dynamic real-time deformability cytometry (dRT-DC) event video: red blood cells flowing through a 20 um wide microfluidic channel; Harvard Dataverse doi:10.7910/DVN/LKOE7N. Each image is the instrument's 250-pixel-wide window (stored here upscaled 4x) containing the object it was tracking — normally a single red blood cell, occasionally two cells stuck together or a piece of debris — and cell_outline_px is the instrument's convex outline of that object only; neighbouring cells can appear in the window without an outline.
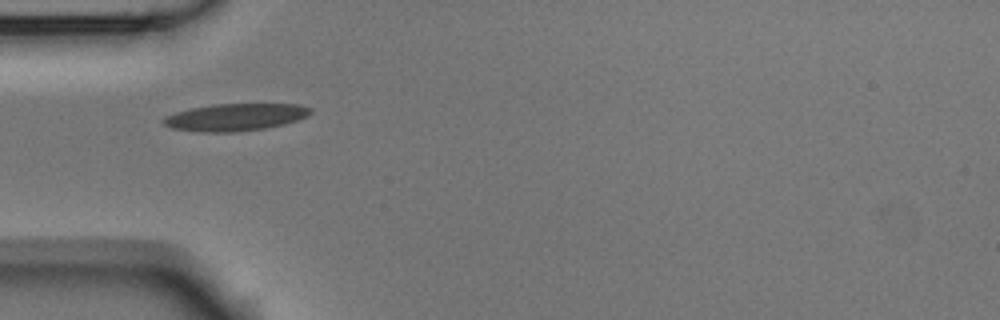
{"species": "Egyptian fruit bat (a non-hibernating species)", "species_latin": "Rousettus aegyptiacus", "temperature_condition": "room temperature", "stored_images_in_passage": 3, "camera_frame_rate_fps": 3000, "um_per_image_px": 0.085, "animal": {"sex": "male"}, "frame": {"image": 1, "passage_image": 1, "time_ms": 0.0, "image_size_px": [1000, 320], "cell_outline_px": [[312, 112], [308, 116], [284, 124], [264, 128], [236, 132], [204, 132], [172, 128], [164, 124], [160, 120], [164, 116], [176, 112], [192, 108], [212, 104], [300, 104], [312, 108]], "centroid_in_image_um": [20.0, 9.95], "position_along_channel_um": 65.0, "area_um2": 23.35}}
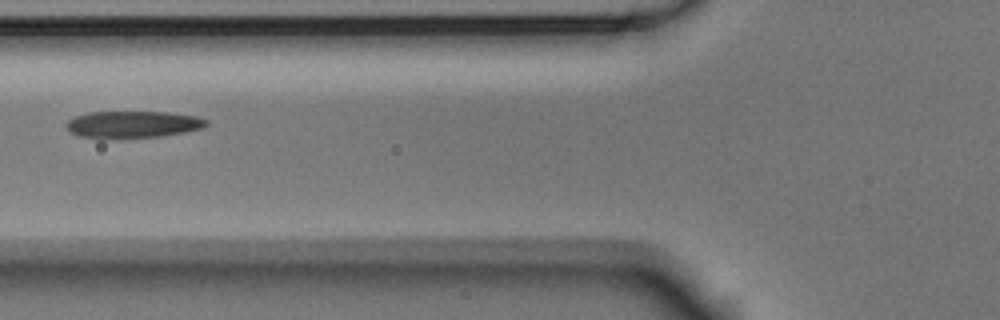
{"frame": {"image": 2, "passage_image": 2, "time_ms": 0.333, "image_size_px": [1000, 320], "cell_outline_px": [[208, 124], [204, 128], [184, 132], [160, 136], [120, 140], [100, 140], [76, 136], [68, 132], [64, 124], [68, 120], [76, 116], [88, 112], [168, 112], [196, 116], [208, 120]], "centroid_in_image_um": [11.2, 10.61], "position_along_channel_um": 114.6, "area_um2": 22.89}}
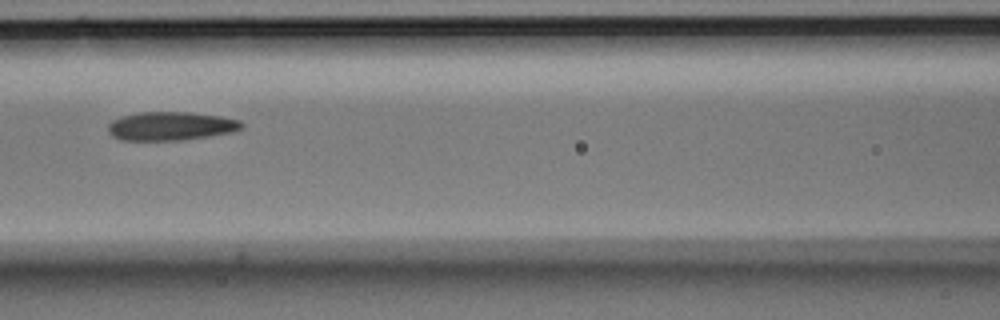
{"frame": {"image": 3, "passage_image": 3, "time_ms": 0.667, "image_size_px": [1000, 320], "cell_outline_px": [[244, 128], [232, 132], [184, 140], [120, 140], [112, 136], [108, 132], [108, 124], [112, 120], [120, 116], [140, 112], [192, 112], [220, 116], [240, 120], [244, 124]], "centroid_in_image_um": [14.52, 10.71], "position_along_channel_um": 152.1, "area_um2": 22.48}}